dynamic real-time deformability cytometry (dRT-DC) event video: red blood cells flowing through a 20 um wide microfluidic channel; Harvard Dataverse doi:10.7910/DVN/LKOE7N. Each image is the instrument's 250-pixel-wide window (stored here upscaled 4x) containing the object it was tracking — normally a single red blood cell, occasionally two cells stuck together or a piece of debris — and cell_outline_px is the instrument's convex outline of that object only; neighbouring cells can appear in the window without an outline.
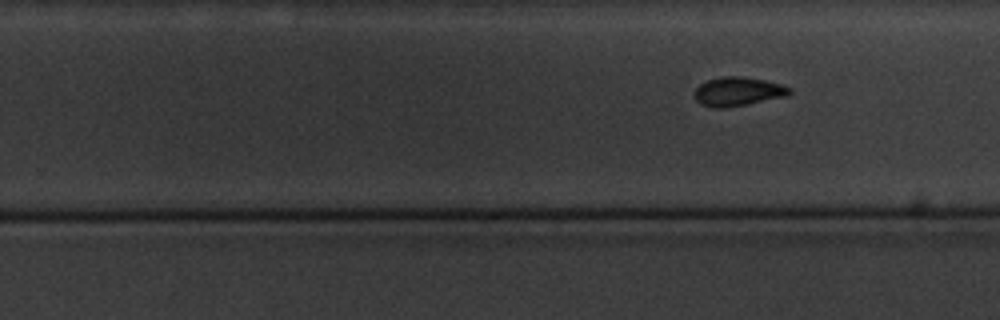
{"species": "common noctule bat (a hibernating species)", "species_latin": "Nyctalus noctula", "temperature_condition": "cold", "stored_images_in_passage": 10, "segment_of_instrument_passage": [2, 2], "camera_frame_rate_fps": 3000, "um_per_image_px": 0.085, "animal": {"sex": "male", "body_mass_g": 20.1, "forearm_length_mm": 53.5}, "frame": {"image": 1, "passage_image": 10, "time_ms": 10.667, "image_size_px": [1000, 320], "cell_outline_px": [[792, 92], [788, 96], [728, 108], [712, 108], [700, 104], [692, 96], [692, 92], [700, 84], [708, 80], [724, 76], [744, 76], [764, 80], [780, 84], [792, 88]], "centroid_in_image_um": [62.7, 7.79], "position_along_channel_um": 267.1, "area_um2": 16.36}}